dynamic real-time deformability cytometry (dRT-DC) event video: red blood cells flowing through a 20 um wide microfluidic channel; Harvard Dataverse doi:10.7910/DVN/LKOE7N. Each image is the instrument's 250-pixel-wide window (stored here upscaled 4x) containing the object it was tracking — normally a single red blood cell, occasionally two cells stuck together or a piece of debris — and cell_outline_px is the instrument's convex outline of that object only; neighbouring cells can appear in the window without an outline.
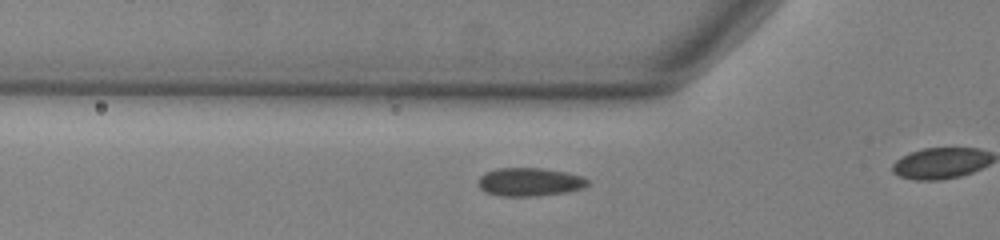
{"species": "common noctule bat (a hibernating species)", "species_latin": "Nyctalus noctula", "temperature_condition": "warm", "stored_images_in_passage": 7, "camera_frame_rate_fps": 3000, "um_per_image_px": 0.085, "animal": {"sex": "male", "body_mass_g": 13.0, "forearm_length_mm": 53.1}, "frame": {"image": 1, "passage_image": 2, "time_ms": 0.333, "image_size_px": [1000, 240], "cell_outline_px": [[588, 184], [584, 188], [564, 192], [536, 196], [500, 196], [484, 192], [480, 188], [476, 180], [484, 172], [496, 168], [540, 168], [564, 172], [584, 176], [588, 180]], "centroid_in_image_um": [44.97, 15.46], "position_along_channel_um": 80.8, "area_um2": 18.21}}
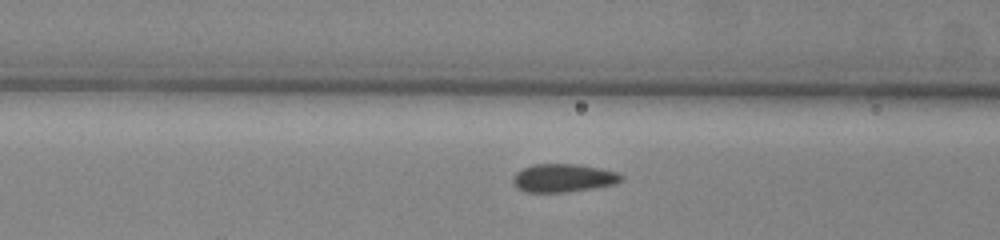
{"frame": {"image": 2, "passage_image": 5, "time_ms": 1.333, "image_size_px": [1000, 240], "cell_outline_px": [[624, 180], [616, 184], [568, 192], [524, 192], [516, 188], [512, 180], [512, 176], [516, 172], [532, 164], [580, 164], [620, 172], [624, 176]], "centroid_in_image_um": [47.91, 15.12], "position_along_channel_um": 118.7, "area_um2": 18.15}}